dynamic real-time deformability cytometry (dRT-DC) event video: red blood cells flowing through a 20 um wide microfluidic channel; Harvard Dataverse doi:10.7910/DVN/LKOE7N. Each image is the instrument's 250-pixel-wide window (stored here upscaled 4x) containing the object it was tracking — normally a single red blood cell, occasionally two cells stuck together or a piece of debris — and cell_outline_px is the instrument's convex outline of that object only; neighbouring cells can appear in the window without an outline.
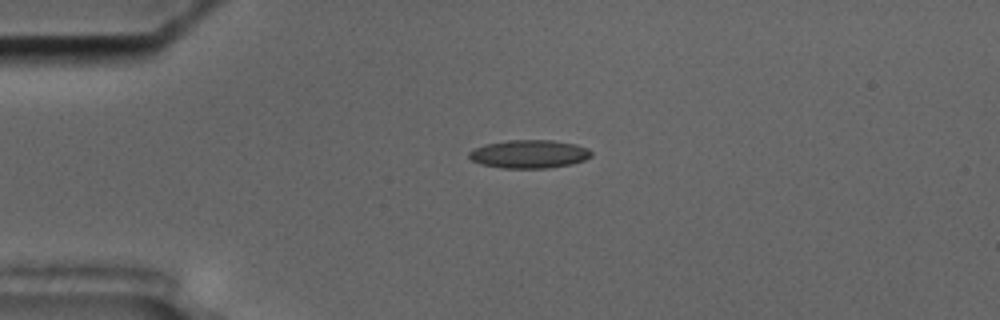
{"species": "common noctule bat (a hibernating species)", "species_latin": "Nyctalus noctula", "temperature_condition": "cold", "stored_images_in_passage": 44, "camera_frame_rate_fps": 3000, "um_per_image_px": 0.085, "animal": {"sex": "male", "body_mass_g": 17.5, "forearm_length_mm": 52.3}, "frame": {"image": 1, "passage_image": 1, "time_ms": 0.0, "image_size_px": [1000, 320], "cell_outline_px": [[592, 156], [584, 160], [572, 164], [548, 168], [504, 168], [480, 164], [472, 160], [468, 156], [468, 152], [484, 144], [508, 140], [552, 140], [576, 144], [588, 148], [592, 152]], "centroid_in_image_um": [44.99, 13.09], "position_along_channel_um": 40.0, "area_um2": 20.23}}
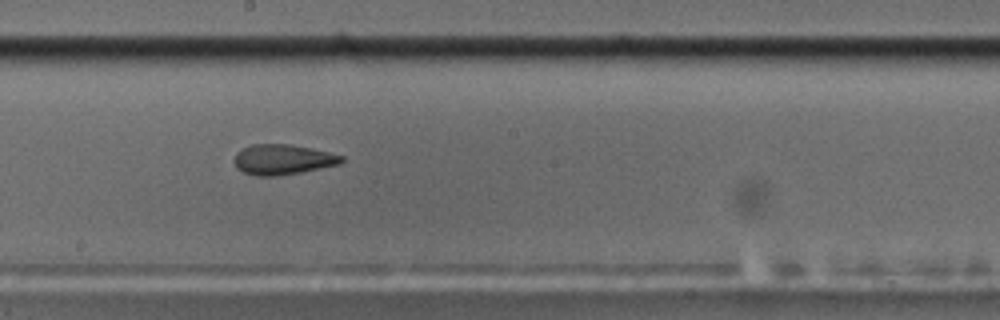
{"frame": {"image": 2, "passage_image": 19, "time_ms": 6.0, "image_size_px": [1000, 320], "cell_outline_px": [[344, 160], [340, 164], [280, 176], [256, 176], [244, 172], [236, 168], [232, 160], [236, 152], [252, 144], [288, 144], [312, 148], [344, 156]], "centroid_in_image_um": [24.0, 13.56], "position_along_channel_um": 224.2, "area_um2": 19.02}}
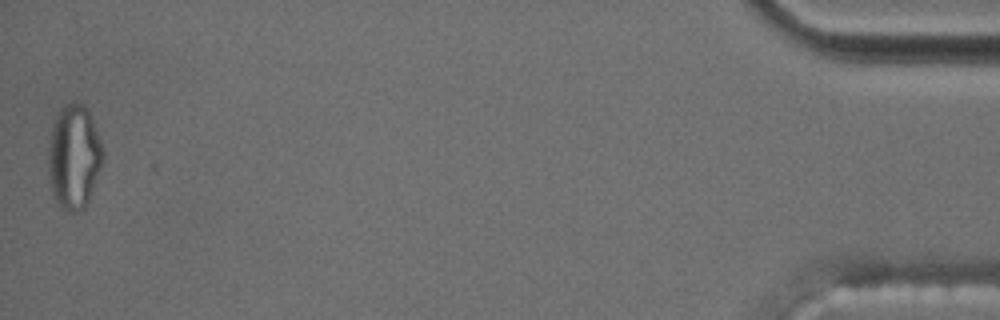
{"frame": {"image": 3, "passage_image": 44, "time_ms": 14.333, "image_size_px": [1000, 320], "cell_outline_px": [[104, 160], [88, 200], [84, 208], [76, 212], [68, 212], [60, 208], [52, 192], [48, 164], [48, 152], [52, 128], [56, 116], [60, 108], [64, 104], [76, 100], [84, 104], [88, 108], [104, 152]], "centroid_in_image_um": [6.29, 13.3], "position_along_channel_um": 428.9, "area_um2": 33.23}, "authors_computed_cell_mechanics": {"area_um2": 19.8543, "velocity_mm_per_s": 3.5476, "shape_relaxation_time_tau1_ms": null, "shape_relaxation_time_tau2_ms": 3.211, "deformation_change_tau1": null, "deformation_change_tau2": 0.1201}}